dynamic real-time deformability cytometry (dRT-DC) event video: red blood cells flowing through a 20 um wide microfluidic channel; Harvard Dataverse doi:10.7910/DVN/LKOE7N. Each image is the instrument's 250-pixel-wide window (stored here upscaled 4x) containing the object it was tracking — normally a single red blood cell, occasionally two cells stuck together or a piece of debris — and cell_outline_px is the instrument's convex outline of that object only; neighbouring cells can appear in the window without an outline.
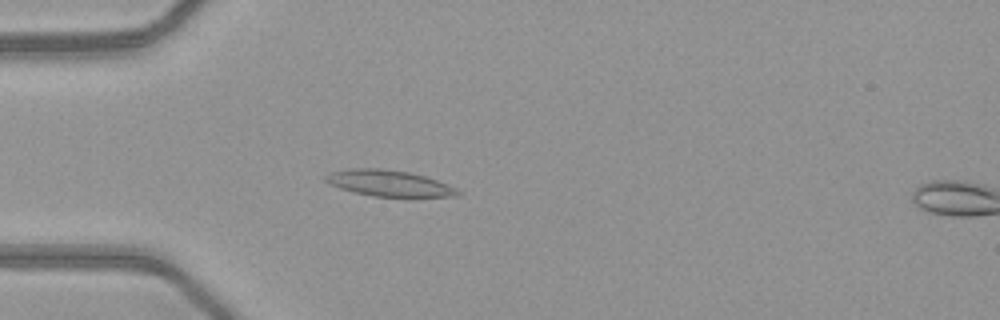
{"species": "common noctule bat (a hibernating species)", "species_latin": "Nyctalus noctula", "temperature_condition": "warm", "stored_images_in_passage": 17, "camera_frame_rate_fps": 3000, "um_per_image_px": 0.085, "animal": {"sex": "female", "body_mass_g": 21.9}, "frame": {"image": 1, "passage_image": 15, "time_ms": 4.667, "image_size_px": [1000, 320], "cell_outline_px": [[464, 192], [460, 196], [408, 200], [372, 196], [352, 192], [328, 184], [324, 180], [324, 176], [332, 172], [352, 168], [380, 168], [408, 172], [424, 176], [448, 184]], "centroid_in_image_um": [33.18, 15.65], "position_along_channel_um": 51.8, "area_um2": 21.33}}